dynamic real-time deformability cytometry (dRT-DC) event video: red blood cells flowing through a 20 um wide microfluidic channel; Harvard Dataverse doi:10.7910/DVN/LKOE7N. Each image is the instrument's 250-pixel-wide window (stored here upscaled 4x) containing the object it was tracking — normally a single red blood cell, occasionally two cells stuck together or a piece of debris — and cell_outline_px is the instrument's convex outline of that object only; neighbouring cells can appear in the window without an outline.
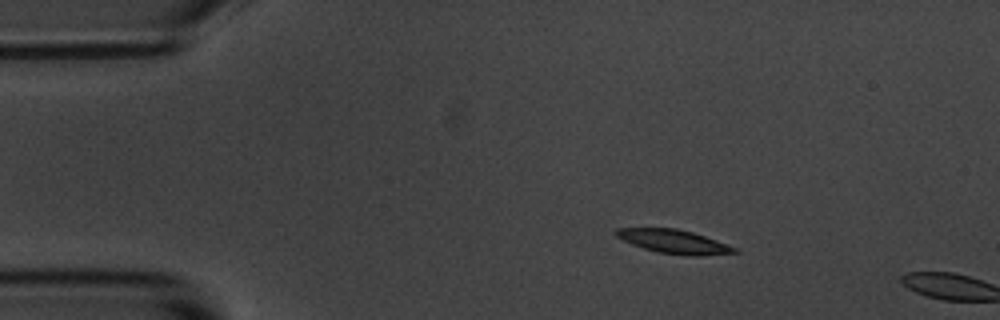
{"species": "common noctule bat (a hibernating species)", "species_latin": "Nyctalus noctula", "temperature_condition": "room temperature", "stored_images_in_passage": 2, "camera_frame_rate_fps": 3000, "um_per_image_px": 0.085, "animal": {"sex": "male", "body_mass_g": 20.1, "forearm_length_mm": 53.5}, "frame": {"image": 1, "passage_image": 1, "time_ms": 0.0, "image_size_px": [1000, 320], "cell_outline_px": [[740, 252], [704, 256], [688, 256], [656, 252], [632, 244], [616, 236], [612, 232], [616, 228], [676, 228], [692, 232], [740, 248]], "centroid_in_image_um": [57.33, 20.54], "position_along_channel_um": 27.7, "area_um2": 16.59}}